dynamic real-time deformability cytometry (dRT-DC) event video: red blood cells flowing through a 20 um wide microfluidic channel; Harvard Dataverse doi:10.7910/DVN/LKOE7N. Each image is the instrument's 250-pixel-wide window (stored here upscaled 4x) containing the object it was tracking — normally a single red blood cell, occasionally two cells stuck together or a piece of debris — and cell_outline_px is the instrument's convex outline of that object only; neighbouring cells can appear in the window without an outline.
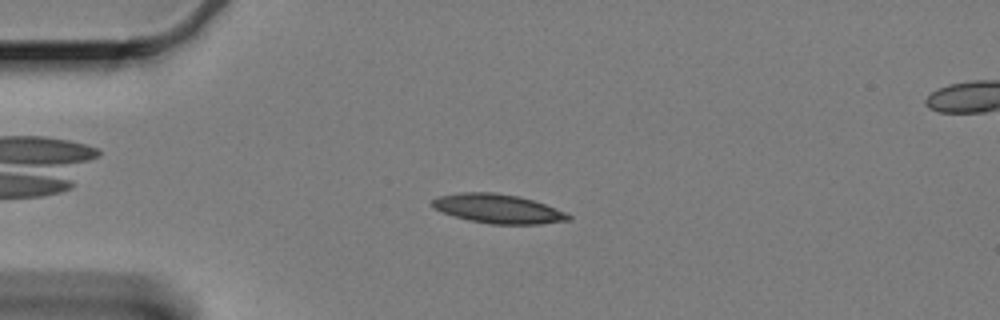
{"species": "Egyptian fruit bat (a non-hibernating species)", "species_latin": "Rousettus aegyptiacus", "temperature_condition": "cold", "stored_images_in_passage": 59, "camera_frame_rate_fps": 3000, "um_per_image_px": 0.085, "animal": {"sex": "female"}, "frame": {"image": 1, "passage_image": 13, "time_ms": 4.0, "image_size_px": [1000, 320], "cell_outline_px": [[572, 220], [540, 224], [488, 224], [468, 220], [432, 208], [432, 200], [440, 196], [460, 192], [496, 192], [520, 196], [544, 204], [564, 212], [572, 216]], "centroid_in_image_um": [42.34, 17.74], "position_along_channel_um": 42.7, "area_um2": 23.06}}
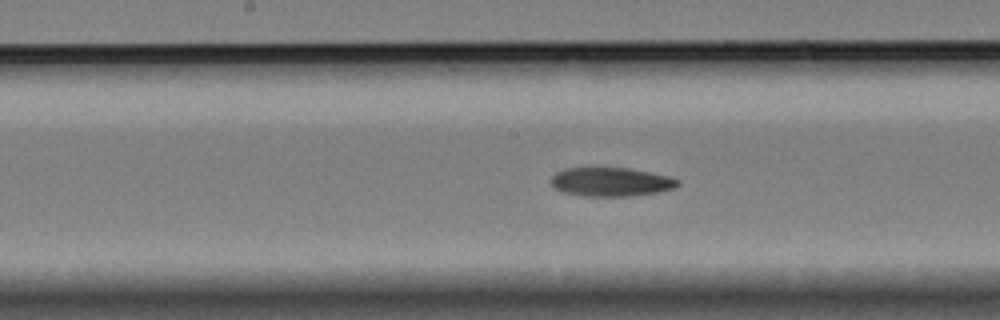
{"frame": {"image": 2, "passage_image": 29, "time_ms": 9.333, "image_size_px": [1000, 320], "cell_outline_px": [[680, 184], [676, 188], [656, 192], [632, 196], [584, 196], [560, 192], [552, 188], [552, 176], [556, 172], [564, 168], [628, 168], [668, 176], [680, 180]], "centroid_in_image_um": [51.91, 15.47], "position_along_channel_um": 196.3, "area_um2": 21.39}}
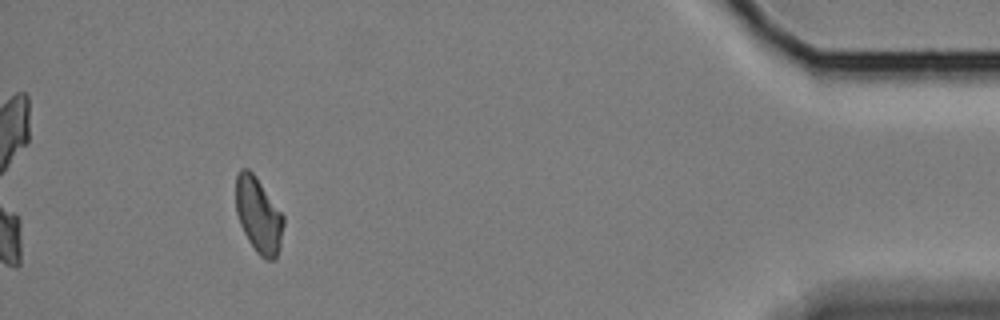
{"frame": {"image": 3, "passage_image": 54, "time_ms": 17.667, "image_size_px": [1000, 320], "cell_outline_px": [[284, 224], [280, 244], [276, 260], [264, 260], [256, 252], [248, 240], [240, 224], [236, 212], [236, 176], [240, 168], [248, 168], [256, 176], [284, 216]], "centroid_in_image_um": [21.97, 18.3], "position_along_channel_um": 413.2, "area_um2": 21.04}}